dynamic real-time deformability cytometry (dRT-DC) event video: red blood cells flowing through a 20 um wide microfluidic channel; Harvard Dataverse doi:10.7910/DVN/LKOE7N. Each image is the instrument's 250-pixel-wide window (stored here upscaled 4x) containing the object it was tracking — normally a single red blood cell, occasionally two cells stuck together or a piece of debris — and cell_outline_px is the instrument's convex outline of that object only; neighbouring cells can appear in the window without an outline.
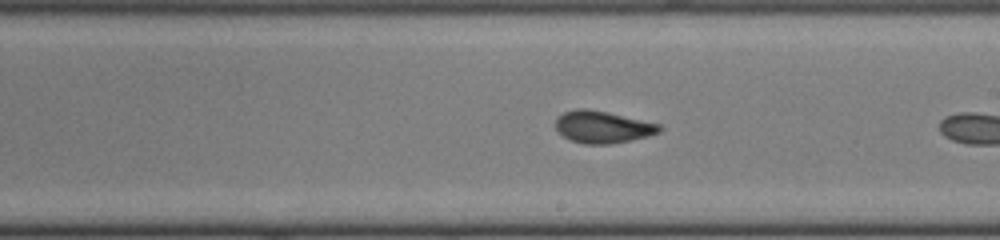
{"species": "common noctule bat (a hibernating species)", "species_latin": "Nyctalus noctula", "temperature_condition": "cold", "stored_images_in_passage": 24, "camera_frame_rate_fps": 3000, "um_per_image_px": 0.085, "animal": {"sex": "female", "body_mass_g": 22.0, "forearm_length_mm": 56.7}, "frame": {"image": 1, "passage_image": 14, "time_ms": 4.333, "image_size_px": [1000, 240], "cell_outline_px": [[664, 128], [660, 132], [648, 136], [632, 140], [608, 144], [584, 144], [572, 140], [564, 136], [556, 128], [556, 116], [564, 112], [576, 108], [588, 108], [608, 112], [660, 124]], "centroid_in_image_um": [51.24, 10.78], "position_along_channel_um": 237.8, "area_um2": 19.48}}